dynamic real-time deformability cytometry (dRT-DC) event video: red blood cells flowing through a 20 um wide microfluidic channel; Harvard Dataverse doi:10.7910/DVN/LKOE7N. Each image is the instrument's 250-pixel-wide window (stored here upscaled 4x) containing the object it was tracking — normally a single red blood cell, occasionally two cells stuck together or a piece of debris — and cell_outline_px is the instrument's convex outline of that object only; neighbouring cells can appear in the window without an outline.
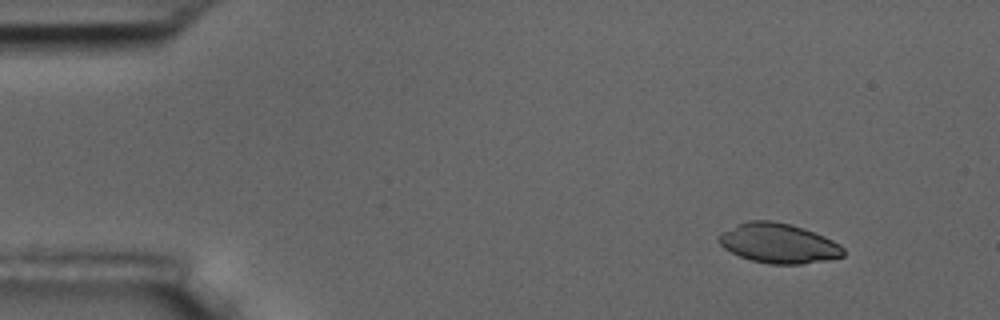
{"species": "common noctule bat (a hibernating species)", "species_latin": "Nyctalus noctula", "temperature_condition": "room temperature", "stored_images_in_passage": 5, "camera_frame_rate_fps": 3000, "um_per_image_px": 0.085, "animal": {"sex": "male", "body_mass_g": 17.5, "forearm_length_mm": 52.3}, "frame": {"image": 1, "passage_image": 1, "time_ms": 0.0, "image_size_px": [1000, 320], "cell_outline_px": [[844, 256], [824, 260], [800, 264], [768, 264], [752, 260], [740, 256], [724, 248], [716, 240], [720, 232], [748, 220], [772, 220], [792, 224], [824, 236], [840, 244], [844, 248]], "centroid_in_image_um": [66.15, 20.67], "position_along_channel_um": 18.9, "area_um2": 28.84}}
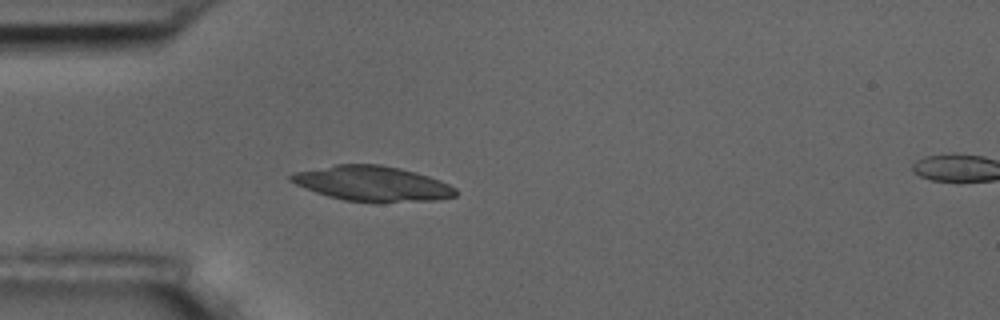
{"frame": {"image": 2, "passage_image": 4, "time_ms": 3.333, "image_size_px": [1000, 320], "cell_outline_px": [[456, 196], [436, 200], [376, 204], [344, 200], [328, 196], [316, 192], [296, 184], [288, 180], [288, 176], [296, 172], [336, 164], [380, 164], [400, 168], [416, 172], [440, 180], [456, 188]], "centroid_in_image_um": [31.67, 15.63], "position_along_channel_um": 53.3, "area_um2": 34.1}}